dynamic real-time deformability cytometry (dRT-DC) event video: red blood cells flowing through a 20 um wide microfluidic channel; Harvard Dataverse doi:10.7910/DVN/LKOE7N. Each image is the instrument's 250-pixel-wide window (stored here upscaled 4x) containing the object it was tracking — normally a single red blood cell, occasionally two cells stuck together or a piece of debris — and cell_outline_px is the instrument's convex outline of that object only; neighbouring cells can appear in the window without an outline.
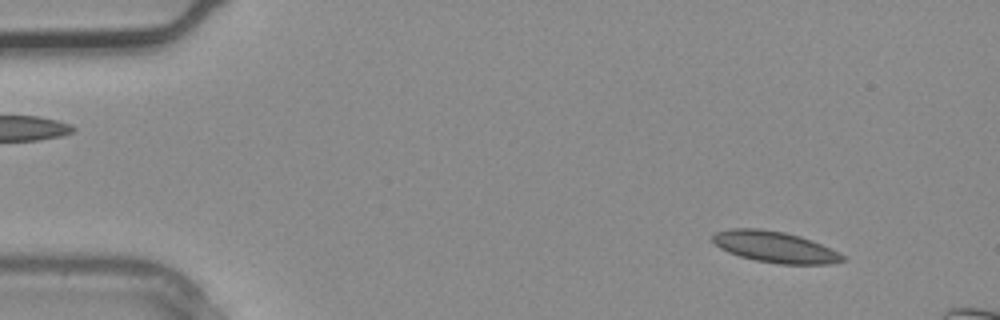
{"species": "common noctule bat (a hibernating species)", "species_latin": "Nyctalus noctula", "temperature_condition": "warm", "stored_images_in_passage": 4, "camera_frame_rate_fps": 3000, "um_per_image_px": 0.085, "animal": {"sex": "male", "body_mass_g": 20.4}, "frame": {"image": 1, "passage_image": 4, "time_ms": 1.0, "image_size_px": [1000, 320], "cell_outline_px": [[848, 260], [832, 264], [780, 264], [756, 260], [740, 256], [728, 252], [720, 248], [712, 240], [712, 236], [716, 232], [728, 228], [760, 228], [784, 232], [800, 236], [812, 240], [844, 256]], "centroid_in_image_um": [65.85, 20.99], "position_along_channel_um": 19.1, "area_um2": 23.52}}